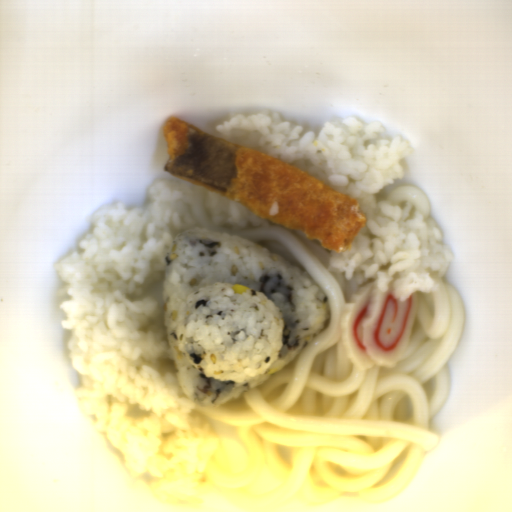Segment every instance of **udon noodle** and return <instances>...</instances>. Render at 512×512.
<instances>
[{"mask_svg": "<svg viewBox=\"0 0 512 512\" xmlns=\"http://www.w3.org/2000/svg\"><path fill=\"white\" fill-rule=\"evenodd\" d=\"M392 205L405 206L411 203L420 209L424 218L430 220L431 208L429 198L414 185H402L392 189L388 196L384 199Z\"/></svg>", "mask_w": 512, "mask_h": 512, "instance_id": "obj_2", "label": "udon noodle"}, {"mask_svg": "<svg viewBox=\"0 0 512 512\" xmlns=\"http://www.w3.org/2000/svg\"><path fill=\"white\" fill-rule=\"evenodd\" d=\"M182 228L221 230L286 259L323 292L327 322L292 361L238 397L216 407L195 404L217 438L204 495L251 505L293 500L313 504L389 502L412 482L440 444L438 415L450 393L453 357L465 330L460 293L433 270L434 286L416 292L407 348L394 367L359 370L342 340L345 305L363 285L329 266L331 250L301 231L214 226L211 190L168 183Z\"/></svg>", "mask_w": 512, "mask_h": 512, "instance_id": "obj_1", "label": "udon noodle"}]
</instances>
